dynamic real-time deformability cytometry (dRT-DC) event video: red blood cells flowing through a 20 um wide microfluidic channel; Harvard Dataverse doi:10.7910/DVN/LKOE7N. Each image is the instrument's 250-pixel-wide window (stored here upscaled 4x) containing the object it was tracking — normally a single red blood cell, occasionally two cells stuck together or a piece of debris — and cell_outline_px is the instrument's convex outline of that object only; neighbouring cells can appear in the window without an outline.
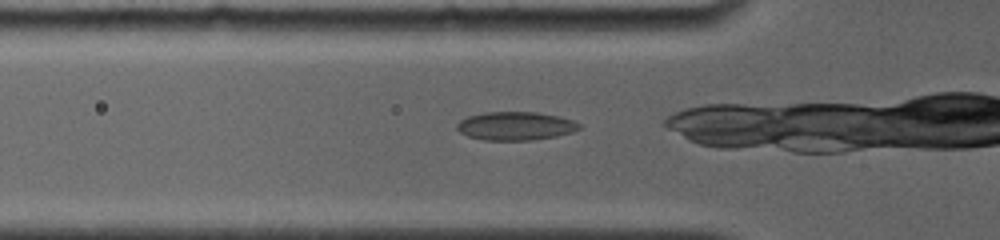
{"species": "common noctule bat (a hibernating species)", "species_latin": "Nyctalus noctula", "temperature_condition": "room temperature", "stored_images_in_passage": 14, "camera_frame_rate_fps": 4000, "um_per_image_px": 0.085, "animal": {"sex": "female", "body_mass_g": 19.0, "forearm_length_mm": 56.7}, "frame": {"image": 1, "passage_image": 2, "time_ms": 0.25, "image_size_px": [1000, 240], "cell_outline_px": [[580, 128], [572, 132], [556, 136], [532, 140], [484, 140], [468, 136], [460, 132], [456, 128], [456, 124], [460, 120], [468, 116], [484, 112], [536, 112], [560, 116], [572, 120], [580, 124]], "centroid_in_image_um": [43.8, 10.7], "position_along_channel_um": 82.0, "area_um2": 20.29}}
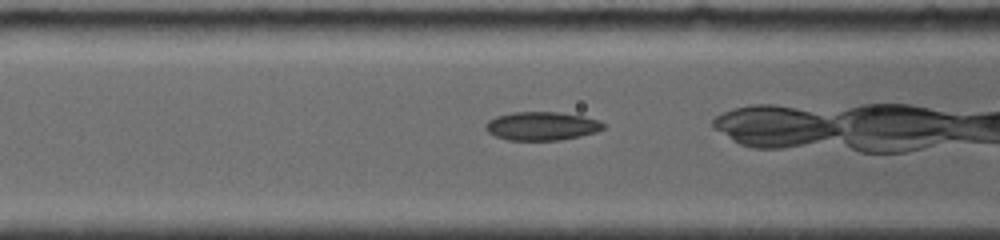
{"frame": {"image": 2, "passage_image": 6, "time_ms": 1.25, "image_size_px": [1000, 240], "cell_outline_px": [[608, 124], [604, 128], [596, 132], [580, 136], [560, 140], [508, 140], [496, 136], [488, 132], [484, 128], [484, 124], [488, 120], [496, 116], [512, 112], [556, 112], [584, 116], [600, 120]], "centroid_in_image_um": [46.06, 10.71], "position_along_channel_um": 120.5, "area_um2": 19.77}}
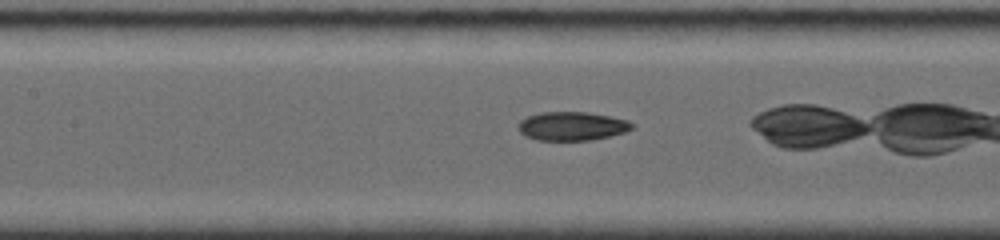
{"frame": {"image": 3, "passage_image": 10, "time_ms": 2.25, "image_size_px": [1000, 240], "cell_outline_px": [[636, 124], [632, 128], [624, 132], [592, 140], [536, 140], [524, 136], [516, 128], [516, 124], [520, 120], [528, 116], [540, 112], [588, 112], [628, 120]], "centroid_in_image_um": [48.57, 10.72], "position_along_channel_um": 158.8, "area_um2": 19.19}}